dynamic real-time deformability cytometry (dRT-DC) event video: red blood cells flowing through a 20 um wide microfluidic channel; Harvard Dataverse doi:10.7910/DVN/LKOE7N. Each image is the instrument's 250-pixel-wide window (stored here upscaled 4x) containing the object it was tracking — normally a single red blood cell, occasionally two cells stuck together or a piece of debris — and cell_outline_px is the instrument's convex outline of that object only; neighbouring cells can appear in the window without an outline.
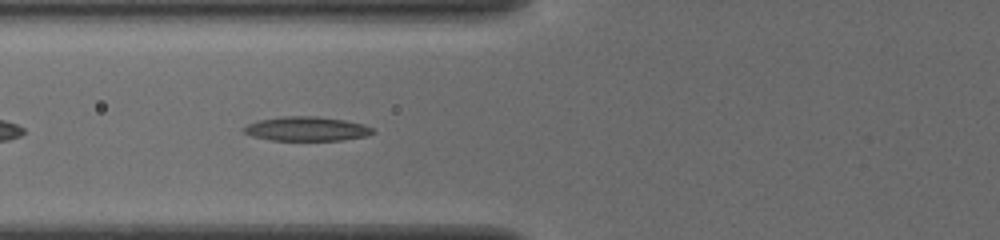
{"species": "common noctule bat (a hibernating species)", "species_latin": "Nyctalus noctula", "temperature_condition": "cold", "stored_images_in_passage": 36, "camera_frame_rate_fps": 3000, "um_per_image_px": 0.085, "animal": {"sex": "female", "body_mass_g": 19.5, "forearm_length_mm": 54.1}, "frame": {"image": 1, "passage_image": 5, "time_ms": 1.333, "image_size_px": [1000, 240], "cell_outline_px": [[376, 132], [368, 136], [340, 140], [272, 140], [252, 136], [244, 132], [240, 128], [256, 120], [280, 116], [316, 116], [344, 120], [364, 124], [372, 128]], "centroid_in_image_um": [26.04, 10.94], "position_along_channel_um": 99.8, "area_um2": 18.38}}
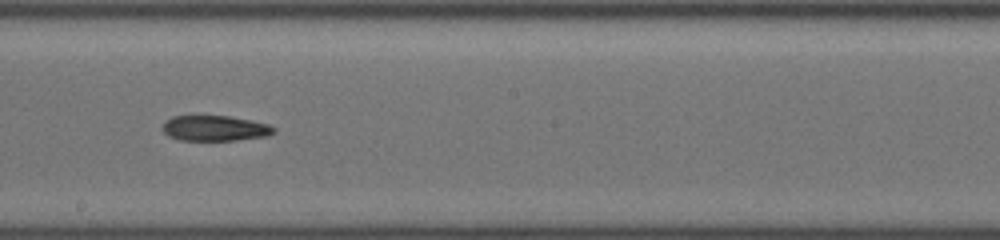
{"frame": {"image": 2, "passage_image": 15, "time_ms": 4.667, "image_size_px": [1000, 240], "cell_outline_px": [[276, 132], [268, 136], [236, 140], [180, 140], [168, 136], [160, 128], [164, 120], [172, 116], [228, 116], [252, 120], [268, 124], [276, 128]], "centroid_in_image_um": [18.25, 10.9], "position_along_channel_um": 229.9, "area_um2": 16.7}}
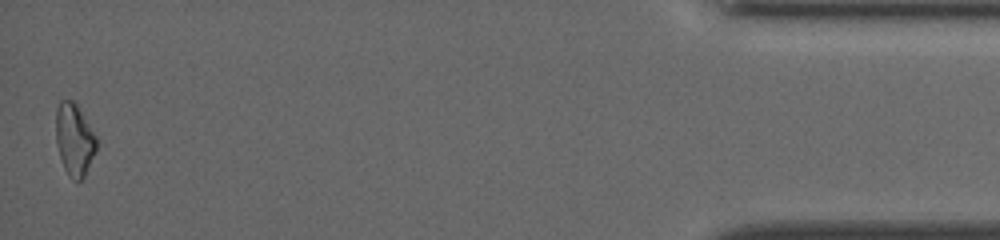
{"frame": {"image": 3, "passage_image": 36, "time_ms": 11.667, "image_size_px": [1000, 240], "cell_outline_px": [[96, 148], [84, 176], [80, 180], [72, 180], [68, 176], [64, 168], [56, 144], [56, 108], [60, 100], [72, 100], [76, 104], [96, 136]], "centroid_in_image_um": [6.29, 11.86], "position_along_channel_um": 428.9, "area_um2": 16.76}}